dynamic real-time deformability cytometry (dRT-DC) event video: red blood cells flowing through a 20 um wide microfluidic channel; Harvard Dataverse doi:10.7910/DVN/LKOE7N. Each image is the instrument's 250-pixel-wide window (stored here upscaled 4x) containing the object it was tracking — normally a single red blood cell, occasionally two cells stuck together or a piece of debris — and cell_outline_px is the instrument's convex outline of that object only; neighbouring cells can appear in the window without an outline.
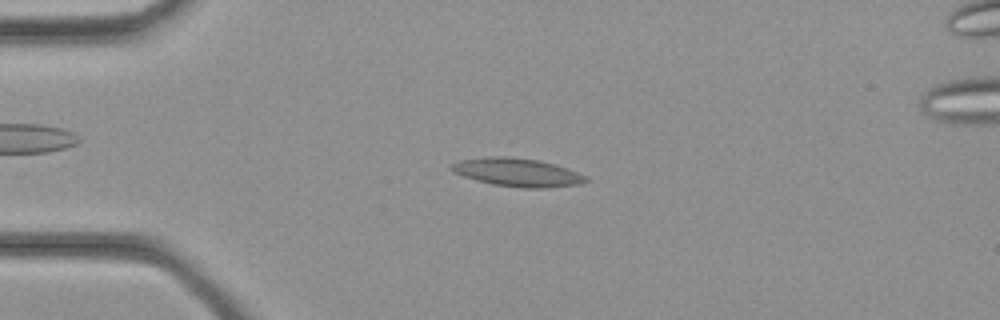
{"species": "common noctule bat (a hibernating species)", "species_latin": "Nyctalus noctula", "temperature_condition": "cold", "stored_images_in_passage": 34, "camera_frame_rate_fps": 3000, "um_per_image_px": 0.085, "animal": {"sex": "female", "body_mass_g": 21.9}, "frame": {"image": 1, "passage_image": 8, "time_ms": 2.333, "image_size_px": [1000, 320], "cell_outline_px": [[588, 180], [580, 184], [548, 188], [524, 188], [492, 184], [476, 180], [452, 172], [448, 168], [452, 164], [460, 160], [492, 156], [512, 156], [540, 160], [556, 164], [568, 168], [588, 176]], "centroid_in_image_um": [44.0, 14.64], "position_along_channel_um": 41.0, "area_um2": 22.43}}
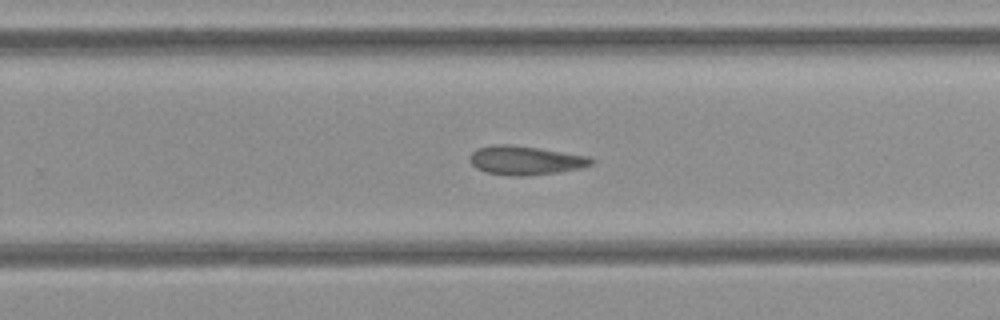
{"frame": {"image": 2, "passage_image": 22, "time_ms": 7.0, "image_size_px": [1000, 320], "cell_outline_px": [[596, 160], [592, 164], [580, 168], [556, 172], [524, 176], [508, 176], [488, 172], [476, 168], [468, 160], [472, 152], [476, 148], [496, 144], [508, 144], [540, 148], [588, 156]], "centroid_in_image_um": [44.64, 13.62], "position_along_channel_um": 285.2, "area_um2": 20.46}}
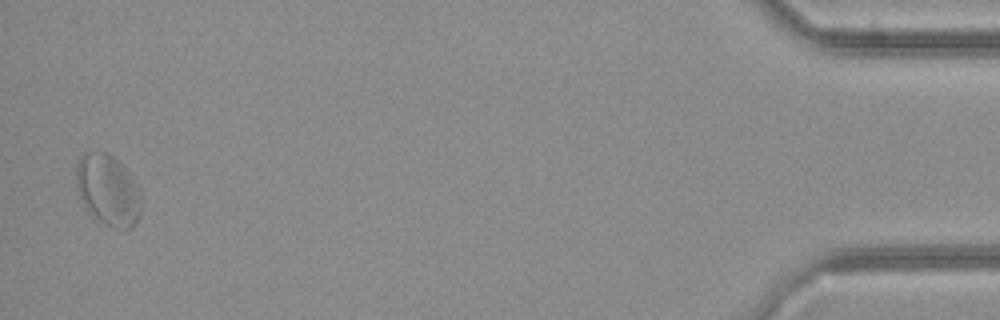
{"frame": {"image": 3, "passage_image": 34, "time_ms": 11.0, "image_size_px": [1000, 320], "cell_outline_px": [[140, 212], [132, 228], [112, 228], [100, 220], [84, 204], [80, 196], [76, 184], [76, 164], [80, 156], [84, 152], [108, 152], [128, 172], [140, 188]], "centroid_in_image_um": [9.18, 16.12], "position_along_channel_um": 426.0, "area_um2": 26.41}}